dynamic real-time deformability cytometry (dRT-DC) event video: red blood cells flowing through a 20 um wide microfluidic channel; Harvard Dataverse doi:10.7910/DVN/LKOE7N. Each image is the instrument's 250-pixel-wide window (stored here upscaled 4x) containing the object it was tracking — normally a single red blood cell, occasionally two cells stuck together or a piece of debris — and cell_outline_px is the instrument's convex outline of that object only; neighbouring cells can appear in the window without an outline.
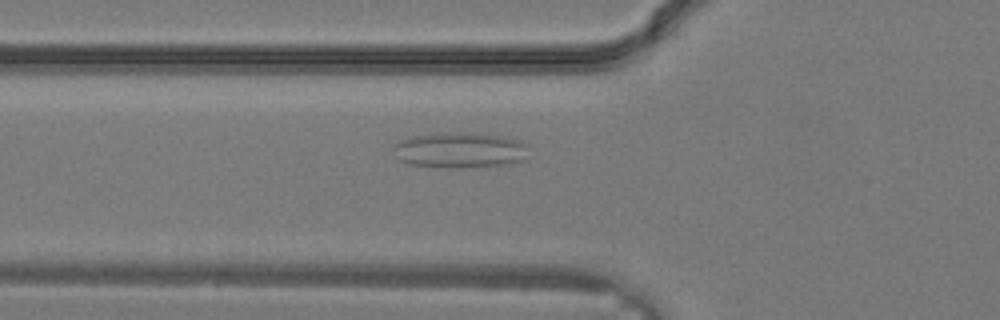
{"species": "common noctule bat (a hibernating species)", "species_latin": "Nyctalus noctula", "temperature_condition": "warm", "stored_images_in_passage": 31, "camera_frame_rate_fps": 3000, "um_per_image_px": 0.085, "animal": {"sex": "male", "body_mass_g": 19.2, "forearm_length_mm": 51.8}, "frame": {"image": 1, "passage_image": 12, "time_ms": 3.667, "image_size_px": [1000, 320], "cell_outline_px": [[528, 144], [524, 160], [508, 164], [460, 168], [448, 168], [408, 164], [396, 160], [392, 148], [392, 144], [408, 136], [500, 136], [520, 140]], "centroid_in_image_um": [39.03, 12.84], "position_along_channel_um": 86.8, "area_um2": 26.99}}
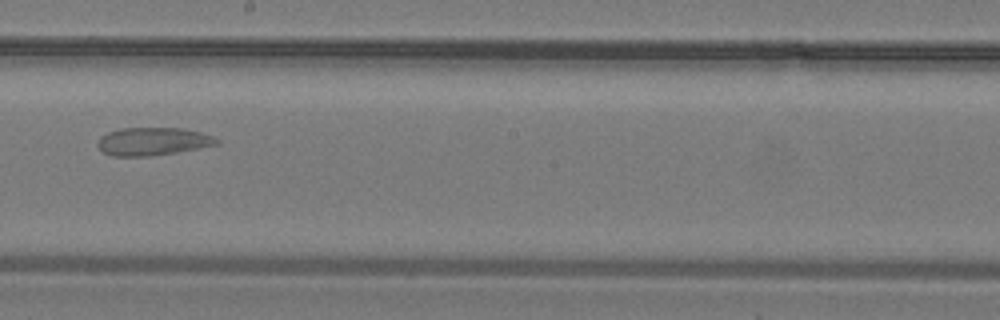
{"frame": {"image": 2, "passage_image": 19, "time_ms": 6.0, "image_size_px": [1000, 320], "cell_outline_px": [[220, 144], [176, 152], [148, 156], [112, 156], [104, 152], [96, 144], [100, 136], [108, 132], [120, 128], [184, 128], [200, 132], [212, 136], [220, 140]], "centroid_in_image_um": [12.99, 12.01], "position_along_channel_um": 235.2, "area_um2": 19.36}}
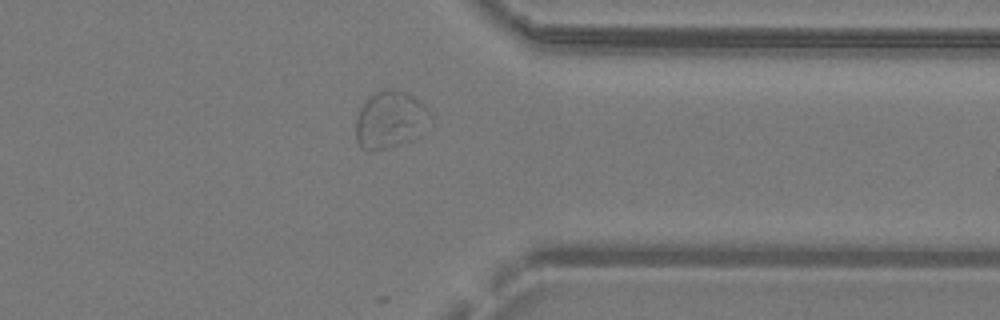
{"frame": {"image": 3, "passage_image": 26, "time_ms": 8.333, "image_size_px": [1000, 320], "cell_outline_px": [[432, 116], [420, 136], [372, 152], [368, 152], [360, 148], [356, 140], [356, 116], [360, 108], [376, 92], [404, 92], [412, 96], [424, 104]], "centroid_in_image_um": [33.15, 10.24], "position_along_channel_um": 378.3, "area_um2": 24.22}}